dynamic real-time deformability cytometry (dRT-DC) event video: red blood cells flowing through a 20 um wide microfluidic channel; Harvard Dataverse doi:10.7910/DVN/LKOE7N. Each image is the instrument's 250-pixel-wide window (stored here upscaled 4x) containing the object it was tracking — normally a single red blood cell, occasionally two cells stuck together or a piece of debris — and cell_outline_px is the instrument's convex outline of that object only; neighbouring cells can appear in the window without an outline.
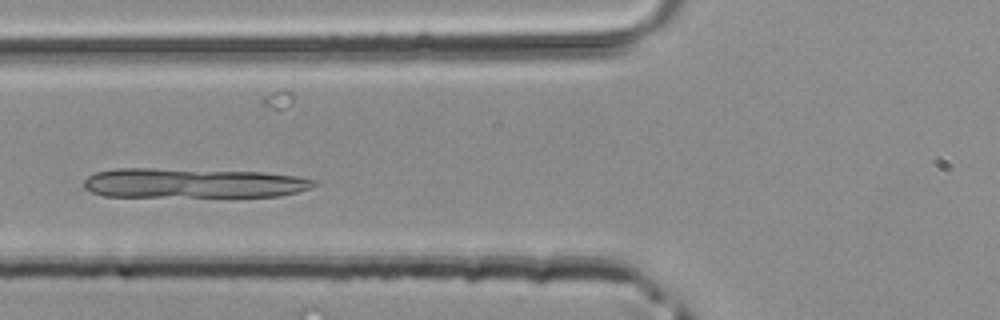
{"species": "common noctule bat (a hibernating species)", "species_latin": "Nyctalus noctula", "temperature_condition": "room temperature", "stored_images_in_passage": 38, "segment_of_instrument_passage": [1, 2], "camera_frame_rate_fps": 3000, "um_per_image_px": 0.085, "animal": {"sex": "male", "body_mass_g": 20.4}, "frame": {"image": 1, "passage_image": 11, "time_ms": 3.333, "image_size_px": [1000, 320], "cell_outline_px": [[316, 184], [312, 188], [280, 196], [104, 196], [92, 192], [84, 188], [84, 180], [88, 176], [96, 172], [116, 168], [152, 168], [264, 172], [300, 176], [316, 180]], "centroid_in_image_um": [16.42, 15.55], "position_along_channel_um": 109.4, "area_um2": 39.94}}
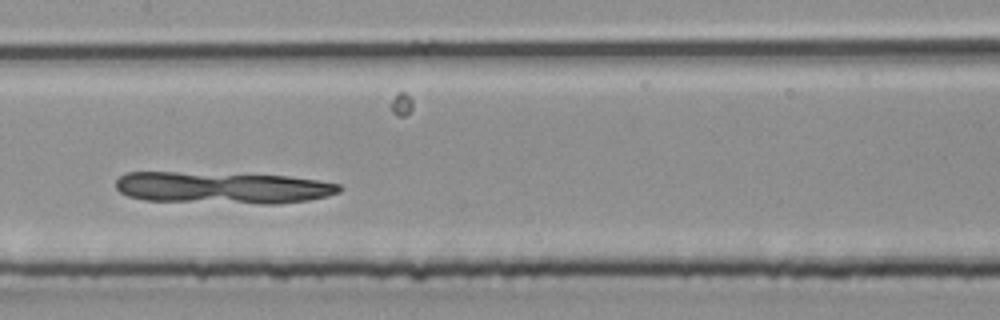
{"frame": {"image": 2, "passage_image": 16, "time_ms": 5.0, "image_size_px": [1000, 320], "cell_outline_px": [[340, 192], [328, 196], [308, 200], [280, 204], [260, 204], [144, 200], [128, 196], [120, 192], [116, 188], [116, 180], [120, 176], [128, 172], [176, 172], [288, 176], [316, 180], [340, 184]], "centroid_in_image_um": [18.92, 15.96], "position_along_channel_um": 188.5, "area_um2": 41.44}}
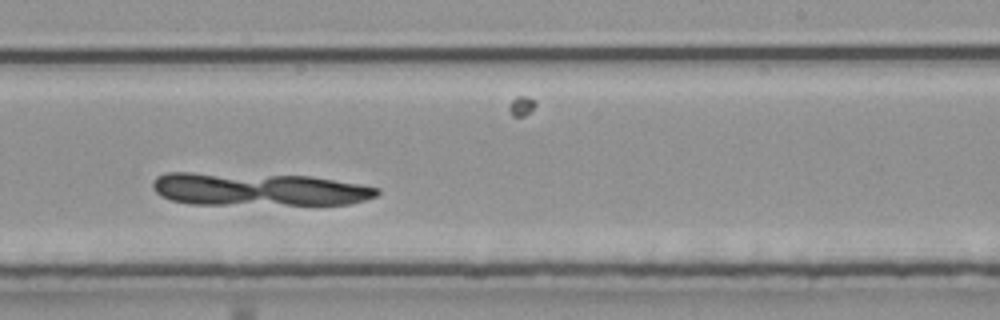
{"frame": {"image": 3, "passage_image": 21, "time_ms": 6.667, "image_size_px": [1000, 320], "cell_outline_px": [[380, 192], [376, 196], [352, 204], [188, 204], [172, 200], [160, 196], [152, 188], [152, 180], [156, 176], [164, 172], [192, 172], [312, 176], [360, 184], [380, 188]], "centroid_in_image_um": [21.93, 16.08], "position_along_channel_um": 267.1, "area_um2": 43.47}}